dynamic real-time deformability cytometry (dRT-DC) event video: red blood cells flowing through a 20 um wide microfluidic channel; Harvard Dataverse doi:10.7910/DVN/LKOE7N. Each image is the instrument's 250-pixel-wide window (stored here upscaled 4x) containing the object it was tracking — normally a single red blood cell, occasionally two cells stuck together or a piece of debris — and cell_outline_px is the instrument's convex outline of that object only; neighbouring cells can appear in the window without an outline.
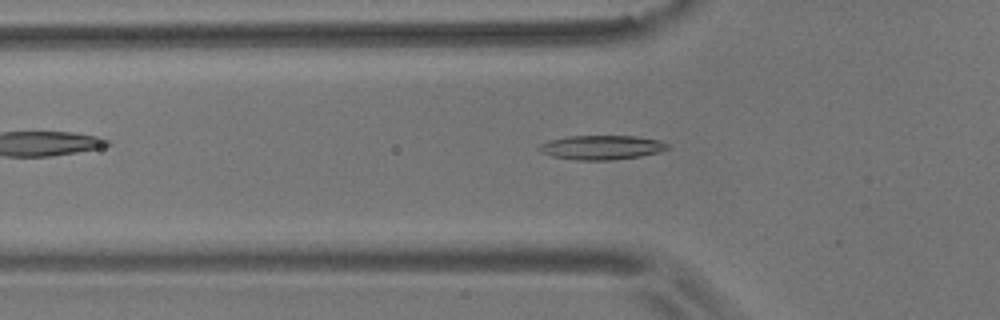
{"species": "common noctule bat (a hibernating species)", "species_latin": "Nyctalus noctula", "temperature_condition": "room temperature", "stored_images_in_passage": 54, "camera_frame_rate_fps": 3000, "um_per_image_px": 0.085, "animal": {"sex": "male", "body_mass_g": 17.9}, "frame": {"image": 1, "passage_image": 17, "time_ms": 5.333, "image_size_px": [1000, 320], "cell_outline_px": [[668, 148], [660, 152], [640, 156], [612, 160], [576, 160], [552, 156], [540, 152], [536, 148], [540, 144], [548, 140], [568, 136], [636, 136], [656, 140], [668, 144]], "centroid_in_image_um": [51.07, 12.53], "position_along_channel_um": 74.7, "area_um2": 18.15}}
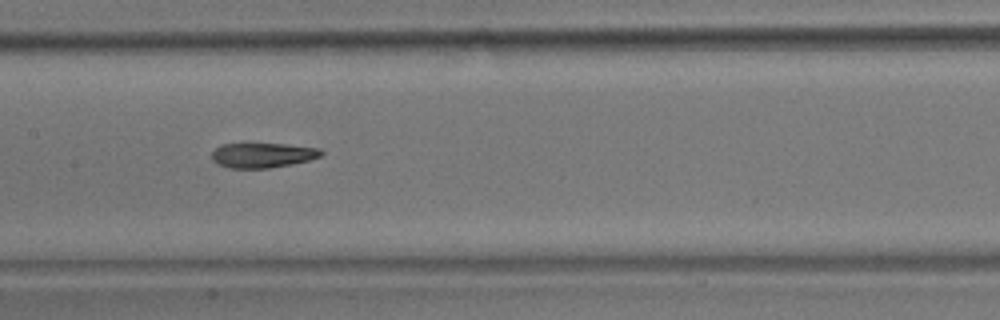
{"frame": {"image": 2, "passage_image": 26, "time_ms": 8.333, "image_size_px": [1000, 320], "cell_outline_px": [[324, 152], [320, 156], [308, 160], [292, 164], [268, 168], [228, 168], [216, 164], [212, 160], [212, 152], [216, 148], [224, 144], [284, 144], [320, 148]], "centroid_in_image_um": [22.31, 13.2], "position_along_channel_um": 185.1, "area_um2": 15.78}}
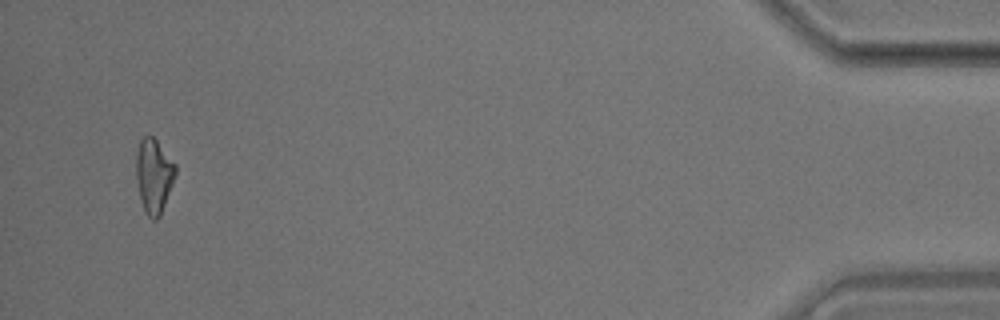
{"frame": {"image": 3, "passage_image": 52, "time_ms": 17.0, "image_size_px": [1000, 320], "cell_outline_px": [[176, 172], [172, 184], [160, 216], [156, 220], [152, 220], [148, 216], [140, 200], [136, 180], [136, 156], [140, 140], [144, 136], [152, 136], [156, 140], [176, 164]], "centroid_in_image_um": [13.07, 14.94], "position_along_channel_um": 422.1, "area_um2": 16.88}, "authors_computed_cell_mechanics": {"area_um2": 16.8776, "velocity_mm_per_s": 3.645, "shape_relaxation_time_tau1_ms": 10.9493, "shape_relaxation_time_tau2_ms": 2.3738, "deformation_change_tau1": 0.2394, "deformation_change_tau2": 0.1025}}